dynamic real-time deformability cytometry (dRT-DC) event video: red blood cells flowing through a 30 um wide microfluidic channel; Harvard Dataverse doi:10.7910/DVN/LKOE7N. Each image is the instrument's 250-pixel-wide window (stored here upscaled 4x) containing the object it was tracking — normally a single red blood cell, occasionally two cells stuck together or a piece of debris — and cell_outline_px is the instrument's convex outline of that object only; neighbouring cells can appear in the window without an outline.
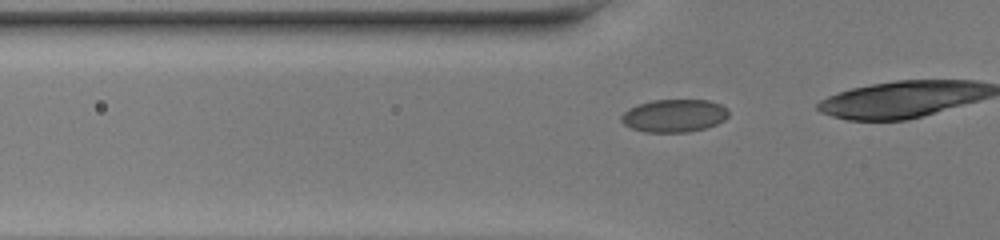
{"species": "common noctule bat (a hibernating species)", "species_latin": "Nyctalus noctula", "temperature_condition": "warm", "stored_images_in_passage": 19, "camera_frame_rate_fps": 3000, "um_per_image_px": 0.085, "animal": {"sex": "female", "body_mass_g": 20.0, "forearm_length_mm": 54.0}, "frame": {"image": 1, "passage_image": 14, "time_ms": 4.333, "image_size_px": [1000, 240], "cell_outline_px": [[728, 116], [724, 120], [716, 124], [704, 128], [688, 132], [644, 132], [632, 128], [624, 124], [620, 120], [620, 116], [628, 108], [636, 104], [652, 100], [708, 100], [720, 104], [728, 108]], "centroid_in_image_um": [57.28, 9.82], "position_along_channel_um": 68.5, "area_um2": 20.63}}
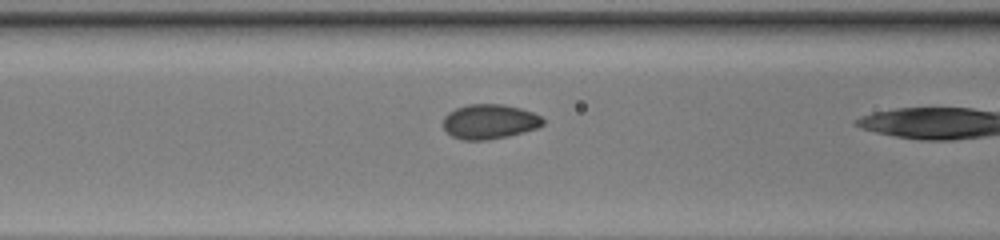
{"frame": {"image": 2, "passage_image": 18, "time_ms": 5.667, "image_size_px": [1000, 240], "cell_outline_px": [[544, 124], [536, 128], [524, 132], [508, 136], [488, 140], [464, 140], [452, 136], [444, 128], [444, 116], [448, 112], [456, 108], [468, 104], [504, 104], [520, 108], [532, 112], [540, 116], [544, 120]], "centroid_in_image_um": [41.61, 10.33], "position_along_channel_um": 125.0, "area_um2": 20.17}}